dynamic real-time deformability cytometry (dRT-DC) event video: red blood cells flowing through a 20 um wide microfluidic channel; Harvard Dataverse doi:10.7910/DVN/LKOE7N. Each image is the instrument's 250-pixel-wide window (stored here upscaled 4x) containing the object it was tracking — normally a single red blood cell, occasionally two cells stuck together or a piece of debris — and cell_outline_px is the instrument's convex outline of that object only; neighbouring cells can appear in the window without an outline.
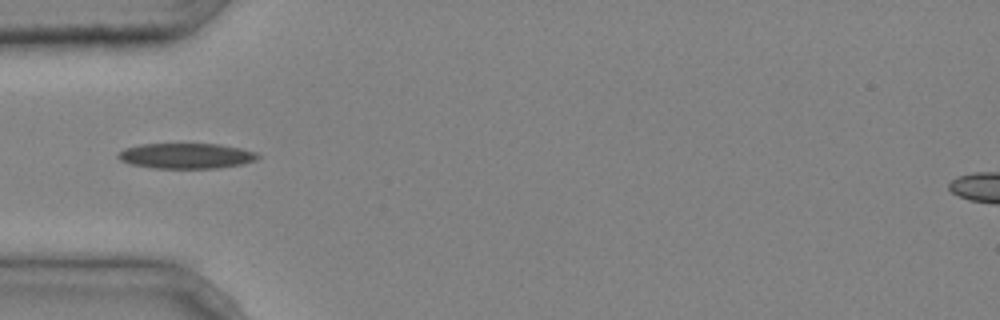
{"species": "common noctule bat (a hibernating species)", "species_latin": "Nyctalus noctula", "temperature_condition": "cold", "stored_images_in_passage": 6, "camera_frame_rate_fps": 3000, "um_per_image_px": 0.085, "animal": {"sex": "male", "body_mass_g": 20.4}, "frame": {"image": 1, "passage_image": 4, "time_ms": 1.0, "image_size_px": [1000, 320], "cell_outline_px": [[260, 156], [256, 160], [244, 164], [220, 168], [152, 168], [132, 164], [120, 160], [116, 156], [124, 148], [140, 144], [220, 144], [240, 148], [256, 152]], "centroid_in_image_um": [15.85, 13.25], "position_along_channel_um": 69.2, "area_um2": 20.75}}